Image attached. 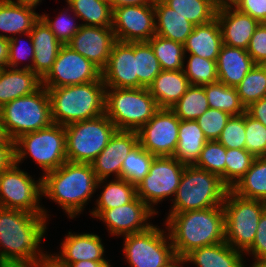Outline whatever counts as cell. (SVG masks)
Instances as JSON below:
<instances>
[{"label": "cell", "instance_id": "59", "mask_svg": "<svg viewBox=\"0 0 266 267\" xmlns=\"http://www.w3.org/2000/svg\"><path fill=\"white\" fill-rule=\"evenodd\" d=\"M40 267H66V266L59 264L51 257V255H49L42 263H40Z\"/></svg>", "mask_w": 266, "mask_h": 267}, {"label": "cell", "instance_id": "7", "mask_svg": "<svg viewBox=\"0 0 266 267\" xmlns=\"http://www.w3.org/2000/svg\"><path fill=\"white\" fill-rule=\"evenodd\" d=\"M0 120L13 141L23 134L49 127L53 122L47 89L42 86L33 94L8 102L0 108Z\"/></svg>", "mask_w": 266, "mask_h": 267}, {"label": "cell", "instance_id": "58", "mask_svg": "<svg viewBox=\"0 0 266 267\" xmlns=\"http://www.w3.org/2000/svg\"><path fill=\"white\" fill-rule=\"evenodd\" d=\"M0 145H14V141L11 140L0 120Z\"/></svg>", "mask_w": 266, "mask_h": 267}, {"label": "cell", "instance_id": "47", "mask_svg": "<svg viewBox=\"0 0 266 267\" xmlns=\"http://www.w3.org/2000/svg\"><path fill=\"white\" fill-rule=\"evenodd\" d=\"M231 115L218 109L209 108L197 118L198 125L208 141L217 140Z\"/></svg>", "mask_w": 266, "mask_h": 267}, {"label": "cell", "instance_id": "20", "mask_svg": "<svg viewBox=\"0 0 266 267\" xmlns=\"http://www.w3.org/2000/svg\"><path fill=\"white\" fill-rule=\"evenodd\" d=\"M139 144L137 131L116 130L107 146L91 163L98 180L107 179L111 173L121 178L122 159Z\"/></svg>", "mask_w": 266, "mask_h": 267}, {"label": "cell", "instance_id": "11", "mask_svg": "<svg viewBox=\"0 0 266 267\" xmlns=\"http://www.w3.org/2000/svg\"><path fill=\"white\" fill-rule=\"evenodd\" d=\"M164 233L153 225L145 231L124 236L123 252L130 266L166 267L176 254L169 234Z\"/></svg>", "mask_w": 266, "mask_h": 267}, {"label": "cell", "instance_id": "24", "mask_svg": "<svg viewBox=\"0 0 266 267\" xmlns=\"http://www.w3.org/2000/svg\"><path fill=\"white\" fill-rule=\"evenodd\" d=\"M255 66L246 49L223 44L217 59L218 82L237 87Z\"/></svg>", "mask_w": 266, "mask_h": 267}, {"label": "cell", "instance_id": "39", "mask_svg": "<svg viewBox=\"0 0 266 267\" xmlns=\"http://www.w3.org/2000/svg\"><path fill=\"white\" fill-rule=\"evenodd\" d=\"M236 89L245 109L266 97V65H256L252 68Z\"/></svg>", "mask_w": 266, "mask_h": 267}, {"label": "cell", "instance_id": "18", "mask_svg": "<svg viewBox=\"0 0 266 267\" xmlns=\"http://www.w3.org/2000/svg\"><path fill=\"white\" fill-rule=\"evenodd\" d=\"M106 88H140L135 66V42L115 41L102 70Z\"/></svg>", "mask_w": 266, "mask_h": 267}, {"label": "cell", "instance_id": "49", "mask_svg": "<svg viewBox=\"0 0 266 267\" xmlns=\"http://www.w3.org/2000/svg\"><path fill=\"white\" fill-rule=\"evenodd\" d=\"M256 65H266V23H260L246 49Z\"/></svg>", "mask_w": 266, "mask_h": 267}, {"label": "cell", "instance_id": "16", "mask_svg": "<svg viewBox=\"0 0 266 267\" xmlns=\"http://www.w3.org/2000/svg\"><path fill=\"white\" fill-rule=\"evenodd\" d=\"M112 30L117 41L148 42L155 35L154 3L115 7Z\"/></svg>", "mask_w": 266, "mask_h": 267}, {"label": "cell", "instance_id": "32", "mask_svg": "<svg viewBox=\"0 0 266 267\" xmlns=\"http://www.w3.org/2000/svg\"><path fill=\"white\" fill-rule=\"evenodd\" d=\"M75 16L85 26L112 27V6L110 0H66Z\"/></svg>", "mask_w": 266, "mask_h": 267}, {"label": "cell", "instance_id": "60", "mask_svg": "<svg viewBox=\"0 0 266 267\" xmlns=\"http://www.w3.org/2000/svg\"><path fill=\"white\" fill-rule=\"evenodd\" d=\"M12 2H15L17 4H21L23 6H28V7H32V8H36L35 6H37L39 4V2H41L42 0H11Z\"/></svg>", "mask_w": 266, "mask_h": 267}, {"label": "cell", "instance_id": "23", "mask_svg": "<svg viewBox=\"0 0 266 267\" xmlns=\"http://www.w3.org/2000/svg\"><path fill=\"white\" fill-rule=\"evenodd\" d=\"M30 35L35 52L33 64L23 68L31 70L42 79L52 68L63 45L41 18L34 23Z\"/></svg>", "mask_w": 266, "mask_h": 267}, {"label": "cell", "instance_id": "8", "mask_svg": "<svg viewBox=\"0 0 266 267\" xmlns=\"http://www.w3.org/2000/svg\"><path fill=\"white\" fill-rule=\"evenodd\" d=\"M222 207L225 242L243 254L254 242L261 215L266 211V202L240 197L229 189Z\"/></svg>", "mask_w": 266, "mask_h": 267}, {"label": "cell", "instance_id": "25", "mask_svg": "<svg viewBox=\"0 0 266 267\" xmlns=\"http://www.w3.org/2000/svg\"><path fill=\"white\" fill-rule=\"evenodd\" d=\"M42 87V79L29 69L7 67L0 70V108Z\"/></svg>", "mask_w": 266, "mask_h": 267}, {"label": "cell", "instance_id": "14", "mask_svg": "<svg viewBox=\"0 0 266 267\" xmlns=\"http://www.w3.org/2000/svg\"><path fill=\"white\" fill-rule=\"evenodd\" d=\"M102 78V71L68 45L60 48L52 68L42 78L46 89L81 85Z\"/></svg>", "mask_w": 266, "mask_h": 267}, {"label": "cell", "instance_id": "46", "mask_svg": "<svg viewBox=\"0 0 266 267\" xmlns=\"http://www.w3.org/2000/svg\"><path fill=\"white\" fill-rule=\"evenodd\" d=\"M244 114L231 116L217 139L226 149H245Z\"/></svg>", "mask_w": 266, "mask_h": 267}, {"label": "cell", "instance_id": "5", "mask_svg": "<svg viewBox=\"0 0 266 267\" xmlns=\"http://www.w3.org/2000/svg\"><path fill=\"white\" fill-rule=\"evenodd\" d=\"M228 190L219 176L194 165L185 166L169 213L222 206Z\"/></svg>", "mask_w": 266, "mask_h": 267}, {"label": "cell", "instance_id": "56", "mask_svg": "<svg viewBox=\"0 0 266 267\" xmlns=\"http://www.w3.org/2000/svg\"><path fill=\"white\" fill-rule=\"evenodd\" d=\"M69 267H111L108 261L82 260L72 263Z\"/></svg>", "mask_w": 266, "mask_h": 267}, {"label": "cell", "instance_id": "6", "mask_svg": "<svg viewBox=\"0 0 266 267\" xmlns=\"http://www.w3.org/2000/svg\"><path fill=\"white\" fill-rule=\"evenodd\" d=\"M158 110L148 88H106L105 114L117 130L138 131Z\"/></svg>", "mask_w": 266, "mask_h": 267}, {"label": "cell", "instance_id": "19", "mask_svg": "<svg viewBox=\"0 0 266 267\" xmlns=\"http://www.w3.org/2000/svg\"><path fill=\"white\" fill-rule=\"evenodd\" d=\"M115 41L112 27L81 25L67 45L102 71L107 65Z\"/></svg>", "mask_w": 266, "mask_h": 267}, {"label": "cell", "instance_id": "10", "mask_svg": "<svg viewBox=\"0 0 266 267\" xmlns=\"http://www.w3.org/2000/svg\"><path fill=\"white\" fill-rule=\"evenodd\" d=\"M67 161L91 164L117 130L106 114L64 126Z\"/></svg>", "mask_w": 266, "mask_h": 267}, {"label": "cell", "instance_id": "54", "mask_svg": "<svg viewBox=\"0 0 266 267\" xmlns=\"http://www.w3.org/2000/svg\"><path fill=\"white\" fill-rule=\"evenodd\" d=\"M15 162L14 145H0V172Z\"/></svg>", "mask_w": 266, "mask_h": 267}, {"label": "cell", "instance_id": "15", "mask_svg": "<svg viewBox=\"0 0 266 267\" xmlns=\"http://www.w3.org/2000/svg\"><path fill=\"white\" fill-rule=\"evenodd\" d=\"M180 119L171 109H159L138 131L143 149L156 156H173L178 144Z\"/></svg>", "mask_w": 266, "mask_h": 267}, {"label": "cell", "instance_id": "37", "mask_svg": "<svg viewBox=\"0 0 266 267\" xmlns=\"http://www.w3.org/2000/svg\"><path fill=\"white\" fill-rule=\"evenodd\" d=\"M103 192L97 199L94 210H107L131 202L137 196L136 185L122 178H116L105 184Z\"/></svg>", "mask_w": 266, "mask_h": 267}, {"label": "cell", "instance_id": "62", "mask_svg": "<svg viewBox=\"0 0 266 267\" xmlns=\"http://www.w3.org/2000/svg\"><path fill=\"white\" fill-rule=\"evenodd\" d=\"M245 266L246 265H244V262H243L242 267H245ZM250 267H266V260L255 259L254 264Z\"/></svg>", "mask_w": 266, "mask_h": 267}, {"label": "cell", "instance_id": "29", "mask_svg": "<svg viewBox=\"0 0 266 267\" xmlns=\"http://www.w3.org/2000/svg\"><path fill=\"white\" fill-rule=\"evenodd\" d=\"M154 9L155 34L184 44L195 25L162 1L154 3Z\"/></svg>", "mask_w": 266, "mask_h": 267}, {"label": "cell", "instance_id": "31", "mask_svg": "<svg viewBox=\"0 0 266 267\" xmlns=\"http://www.w3.org/2000/svg\"><path fill=\"white\" fill-rule=\"evenodd\" d=\"M34 10L11 0H0V30L12 35H26L40 18Z\"/></svg>", "mask_w": 266, "mask_h": 267}, {"label": "cell", "instance_id": "42", "mask_svg": "<svg viewBox=\"0 0 266 267\" xmlns=\"http://www.w3.org/2000/svg\"><path fill=\"white\" fill-rule=\"evenodd\" d=\"M185 76L190 85L205 86L218 82L217 61L205 59L195 54L189 55Z\"/></svg>", "mask_w": 266, "mask_h": 267}, {"label": "cell", "instance_id": "64", "mask_svg": "<svg viewBox=\"0 0 266 267\" xmlns=\"http://www.w3.org/2000/svg\"><path fill=\"white\" fill-rule=\"evenodd\" d=\"M0 267H40V264L36 266H0Z\"/></svg>", "mask_w": 266, "mask_h": 267}, {"label": "cell", "instance_id": "33", "mask_svg": "<svg viewBox=\"0 0 266 267\" xmlns=\"http://www.w3.org/2000/svg\"><path fill=\"white\" fill-rule=\"evenodd\" d=\"M231 190L240 197L266 202V156L256 157Z\"/></svg>", "mask_w": 266, "mask_h": 267}, {"label": "cell", "instance_id": "57", "mask_svg": "<svg viewBox=\"0 0 266 267\" xmlns=\"http://www.w3.org/2000/svg\"><path fill=\"white\" fill-rule=\"evenodd\" d=\"M112 10L115 7L128 6V5H145L150 3L148 0H110Z\"/></svg>", "mask_w": 266, "mask_h": 267}, {"label": "cell", "instance_id": "30", "mask_svg": "<svg viewBox=\"0 0 266 267\" xmlns=\"http://www.w3.org/2000/svg\"><path fill=\"white\" fill-rule=\"evenodd\" d=\"M208 142L196 120H180L178 144L173 157L184 165H194Z\"/></svg>", "mask_w": 266, "mask_h": 267}, {"label": "cell", "instance_id": "51", "mask_svg": "<svg viewBox=\"0 0 266 267\" xmlns=\"http://www.w3.org/2000/svg\"><path fill=\"white\" fill-rule=\"evenodd\" d=\"M233 6L259 23H266V0H237Z\"/></svg>", "mask_w": 266, "mask_h": 267}, {"label": "cell", "instance_id": "65", "mask_svg": "<svg viewBox=\"0 0 266 267\" xmlns=\"http://www.w3.org/2000/svg\"><path fill=\"white\" fill-rule=\"evenodd\" d=\"M150 3H157V2H160L162 0H148Z\"/></svg>", "mask_w": 266, "mask_h": 267}, {"label": "cell", "instance_id": "28", "mask_svg": "<svg viewBox=\"0 0 266 267\" xmlns=\"http://www.w3.org/2000/svg\"><path fill=\"white\" fill-rule=\"evenodd\" d=\"M241 253L224 241L192 250L184 258L197 267H242Z\"/></svg>", "mask_w": 266, "mask_h": 267}, {"label": "cell", "instance_id": "35", "mask_svg": "<svg viewBox=\"0 0 266 267\" xmlns=\"http://www.w3.org/2000/svg\"><path fill=\"white\" fill-rule=\"evenodd\" d=\"M209 108L224 111L231 116H237L246 112L242 105L236 87H230L216 82L204 86Z\"/></svg>", "mask_w": 266, "mask_h": 267}, {"label": "cell", "instance_id": "13", "mask_svg": "<svg viewBox=\"0 0 266 267\" xmlns=\"http://www.w3.org/2000/svg\"><path fill=\"white\" fill-rule=\"evenodd\" d=\"M185 166L173 156L154 157L149 173L136 185L137 196L155 211L152 204L176 195Z\"/></svg>", "mask_w": 266, "mask_h": 267}, {"label": "cell", "instance_id": "55", "mask_svg": "<svg viewBox=\"0 0 266 267\" xmlns=\"http://www.w3.org/2000/svg\"><path fill=\"white\" fill-rule=\"evenodd\" d=\"M13 36L3 35L0 33V70L8 67L9 60V39Z\"/></svg>", "mask_w": 266, "mask_h": 267}, {"label": "cell", "instance_id": "27", "mask_svg": "<svg viewBox=\"0 0 266 267\" xmlns=\"http://www.w3.org/2000/svg\"><path fill=\"white\" fill-rule=\"evenodd\" d=\"M190 86L183 70H162L148 90L156 100L159 109H171Z\"/></svg>", "mask_w": 266, "mask_h": 267}, {"label": "cell", "instance_id": "63", "mask_svg": "<svg viewBox=\"0 0 266 267\" xmlns=\"http://www.w3.org/2000/svg\"><path fill=\"white\" fill-rule=\"evenodd\" d=\"M237 0H217L218 6L233 5Z\"/></svg>", "mask_w": 266, "mask_h": 267}, {"label": "cell", "instance_id": "36", "mask_svg": "<svg viewBox=\"0 0 266 267\" xmlns=\"http://www.w3.org/2000/svg\"><path fill=\"white\" fill-rule=\"evenodd\" d=\"M148 43L153 49L162 70H184L186 55L183 44L156 34L149 39Z\"/></svg>", "mask_w": 266, "mask_h": 267}, {"label": "cell", "instance_id": "43", "mask_svg": "<svg viewBox=\"0 0 266 267\" xmlns=\"http://www.w3.org/2000/svg\"><path fill=\"white\" fill-rule=\"evenodd\" d=\"M255 158L246 149H226L225 185L229 189L245 175Z\"/></svg>", "mask_w": 266, "mask_h": 267}, {"label": "cell", "instance_id": "48", "mask_svg": "<svg viewBox=\"0 0 266 267\" xmlns=\"http://www.w3.org/2000/svg\"><path fill=\"white\" fill-rule=\"evenodd\" d=\"M65 13H61L54 21L49 19L47 14L40 15V18L46 23L55 37L62 45H67L72 37L78 32L81 24L75 25L72 18L67 17Z\"/></svg>", "mask_w": 266, "mask_h": 267}, {"label": "cell", "instance_id": "61", "mask_svg": "<svg viewBox=\"0 0 266 267\" xmlns=\"http://www.w3.org/2000/svg\"><path fill=\"white\" fill-rule=\"evenodd\" d=\"M184 262H186L184 257H175L166 267H184L181 266V264H185Z\"/></svg>", "mask_w": 266, "mask_h": 267}, {"label": "cell", "instance_id": "2", "mask_svg": "<svg viewBox=\"0 0 266 267\" xmlns=\"http://www.w3.org/2000/svg\"><path fill=\"white\" fill-rule=\"evenodd\" d=\"M165 222L176 257H185L192 250L225 241L222 206L169 213Z\"/></svg>", "mask_w": 266, "mask_h": 267}, {"label": "cell", "instance_id": "21", "mask_svg": "<svg viewBox=\"0 0 266 267\" xmlns=\"http://www.w3.org/2000/svg\"><path fill=\"white\" fill-rule=\"evenodd\" d=\"M216 18L220 24L223 44L247 49L256 27L260 24L233 5L218 6Z\"/></svg>", "mask_w": 266, "mask_h": 267}, {"label": "cell", "instance_id": "40", "mask_svg": "<svg viewBox=\"0 0 266 267\" xmlns=\"http://www.w3.org/2000/svg\"><path fill=\"white\" fill-rule=\"evenodd\" d=\"M154 157L138 144L122 159L121 178L137 185L149 173Z\"/></svg>", "mask_w": 266, "mask_h": 267}, {"label": "cell", "instance_id": "1", "mask_svg": "<svg viewBox=\"0 0 266 267\" xmlns=\"http://www.w3.org/2000/svg\"><path fill=\"white\" fill-rule=\"evenodd\" d=\"M46 218L0 207V266H36L49 256L37 249L47 229Z\"/></svg>", "mask_w": 266, "mask_h": 267}, {"label": "cell", "instance_id": "45", "mask_svg": "<svg viewBox=\"0 0 266 267\" xmlns=\"http://www.w3.org/2000/svg\"><path fill=\"white\" fill-rule=\"evenodd\" d=\"M245 149L255 157L266 156V127L258 120L244 113Z\"/></svg>", "mask_w": 266, "mask_h": 267}, {"label": "cell", "instance_id": "53", "mask_svg": "<svg viewBox=\"0 0 266 267\" xmlns=\"http://www.w3.org/2000/svg\"><path fill=\"white\" fill-rule=\"evenodd\" d=\"M246 112L266 127V97L252 103L246 108Z\"/></svg>", "mask_w": 266, "mask_h": 267}, {"label": "cell", "instance_id": "50", "mask_svg": "<svg viewBox=\"0 0 266 267\" xmlns=\"http://www.w3.org/2000/svg\"><path fill=\"white\" fill-rule=\"evenodd\" d=\"M29 37L30 41V50L26 49V47L22 48L23 45L20 43V38L18 39L17 36L12 37L9 39V60H8V67L10 68H18V64L22 61V58H30L31 63L33 64L34 59V46L32 37L30 32L26 34ZM20 43V44H19ZM28 48V47H27Z\"/></svg>", "mask_w": 266, "mask_h": 267}, {"label": "cell", "instance_id": "44", "mask_svg": "<svg viewBox=\"0 0 266 267\" xmlns=\"http://www.w3.org/2000/svg\"><path fill=\"white\" fill-rule=\"evenodd\" d=\"M226 148L217 140L208 141L194 166L219 176L225 184Z\"/></svg>", "mask_w": 266, "mask_h": 267}, {"label": "cell", "instance_id": "41", "mask_svg": "<svg viewBox=\"0 0 266 267\" xmlns=\"http://www.w3.org/2000/svg\"><path fill=\"white\" fill-rule=\"evenodd\" d=\"M135 66L140 88H148L162 71L148 42H135Z\"/></svg>", "mask_w": 266, "mask_h": 267}, {"label": "cell", "instance_id": "9", "mask_svg": "<svg viewBox=\"0 0 266 267\" xmlns=\"http://www.w3.org/2000/svg\"><path fill=\"white\" fill-rule=\"evenodd\" d=\"M14 153L16 164L30 154L43 174L56 170L67 161L64 126L52 123L47 128L21 135L14 141Z\"/></svg>", "mask_w": 266, "mask_h": 267}, {"label": "cell", "instance_id": "17", "mask_svg": "<svg viewBox=\"0 0 266 267\" xmlns=\"http://www.w3.org/2000/svg\"><path fill=\"white\" fill-rule=\"evenodd\" d=\"M156 213L158 212L136 196L125 205L107 210H93L91 215L105 222L111 234L126 236L145 231L153 226L147 220Z\"/></svg>", "mask_w": 266, "mask_h": 267}, {"label": "cell", "instance_id": "4", "mask_svg": "<svg viewBox=\"0 0 266 267\" xmlns=\"http://www.w3.org/2000/svg\"><path fill=\"white\" fill-rule=\"evenodd\" d=\"M54 124L89 120L105 113L106 87L102 78L81 85L47 89Z\"/></svg>", "mask_w": 266, "mask_h": 267}, {"label": "cell", "instance_id": "38", "mask_svg": "<svg viewBox=\"0 0 266 267\" xmlns=\"http://www.w3.org/2000/svg\"><path fill=\"white\" fill-rule=\"evenodd\" d=\"M209 109L204 86L190 85L186 93L171 108L180 120H197Z\"/></svg>", "mask_w": 266, "mask_h": 267}, {"label": "cell", "instance_id": "26", "mask_svg": "<svg viewBox=\"0 0 266 267\" xmlns=\"http://www.w3.org/2000/svg\"><path fill=\"white\" fill-rule=\"evenodd\" d=\"M223 45L222 32L217 18L211 22L194 26L193 31L183 44L184 53L217 61Z\"/></svg>", "mask_w": 266, "mask_h": 267}, {"label": "cell", "instance_id": "52", "mask_svg": "<svg viewBox=\"0 0 266 267\" xmlns=\"http://www.w3.org/2000/svg\"><path fill=\"white\" fill-rule=\"evenodd\" d=\"M248 253L255 259L266 260V211L261 215L254 242L245 254Z\"/></svg>", "mask_w": 266, "mask_h": 267}, {"label": "cell", "instance_id": "22", "mask_svg": "<svg viewBox=\"0 0 266 267\" xmlns=\"http://www.w3.org/2000/svg\"><path fill=\"white\" fill-rule=\"evenodd\" d=\"M101 241V238L96 234H72L69 232L61 243L60 254L55 256L52 254L51 257L66 267L82 260L107 261L103 256L104 246Z\"/></svg>", "mask_w": 266, "mask_h": 267}, {"label": "cell", "instance_id": "3", "mask_svg": "<svg viewBox=\"0 0 266 267\" xmlns=\"http://www.w3.org/2000/svg\"><path fill=\"white\" fill-rule=\"evenodd\" d=\"M41 178L42 195L58 203L70 218L83 211L91 195L106 181L97 179L91 164L70 161Z\"/></svg>", "mask_w": 266, "mask_h": 267}, {"label": "cell", "instance_id": "12", "mask_svg": "<svg viewBox=\"0 0 266 267\" xmlns=\"http://www.w3.org/2000/svg\"><path fill=\"white\" fill-rule=\"evenodd\" d=\"M15 162L0 172V207L44 215L47 211L39 206L42 196V178L37 182Z\"/></svg>", "mask_w": 266, "mask_h": 267}, {"label": "cell", "instance_id": "34", "mask_svg": "<svg viewBox=\"0 0 266 267\" xmlns=\"http://www.w3.org/2000/svg\"><path fill=\"white\" fill-rule=\"evenodd\" d=\"M169 8L193 25H203L216 18L217 0H162Z\"/></svg>", "mask_w": 266, "mask_h": 267}]
</instances>
